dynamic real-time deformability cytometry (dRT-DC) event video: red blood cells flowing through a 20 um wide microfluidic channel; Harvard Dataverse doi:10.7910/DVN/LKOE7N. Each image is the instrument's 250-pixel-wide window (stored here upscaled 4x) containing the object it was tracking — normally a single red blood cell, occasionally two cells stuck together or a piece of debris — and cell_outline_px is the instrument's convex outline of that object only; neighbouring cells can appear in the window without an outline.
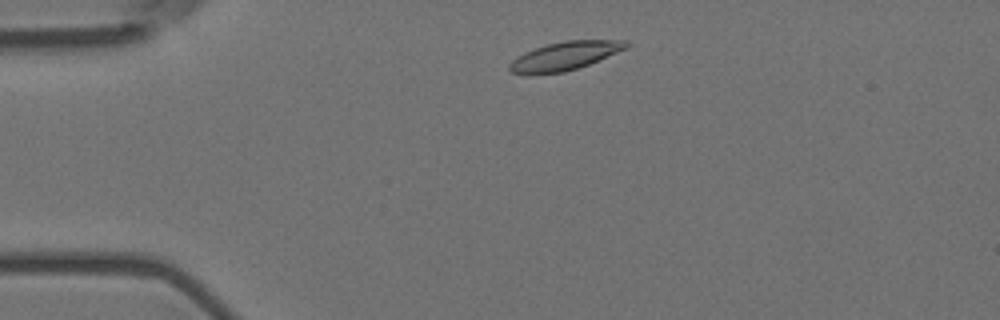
{"species": "Egyptian fruit bat (a non-hibernating species)", "species_latin": "Rousettus aegyptiacus", "temperature_condition": "room temperature", "stored_images_in_passage": 6, "camera_frame_rate_fps": 3000, "um_per_image_px": 0.085, "animal": {"sex": "female"}, "frame": {"image": 1, "passage_image": 1, "time_ms": 0.0, "image_size_px": [1000, 320], "cell_outline_px": [[628, 48], [588, 64], [564, 72], [512, 72], [508, 68], [508, 64], [516, 56], [524, 52], [548, 44], [564, 40], [628, 40]], "centroid_in_image_um": [48.05, 4.71], "position_along_channel_um": 36.9, "area_um2": 18.79}}
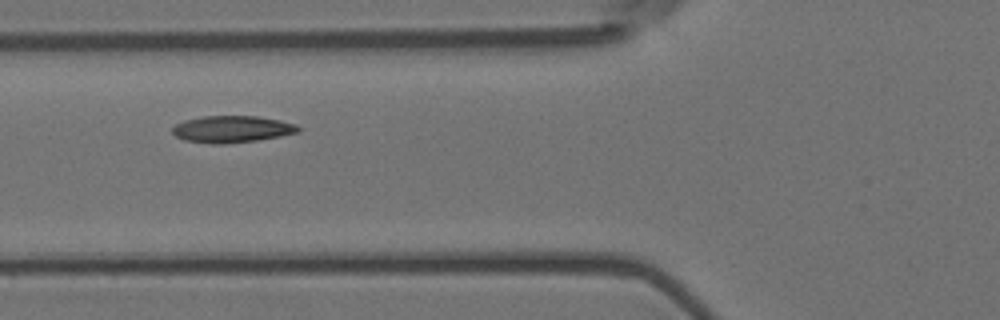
{"frame": {"image": 2, "passage_image": 3, "time_ms": 0.667, "image_size_px": [1000, 320], "cell_outline_px": [[300, 132], [280, 136], [256, 140], [224, 144], [212, 144], [184, 140], [176, 136], [172, 132], [172, 128], [176, 124], [184, 120], [204, 116], [256, 116], [280, 120], [296, 124], [300, 128]], "centroid_in_image_um": [19.72, 10.98], "position_along_channel_um": 106.1, "area_um2": 19.65}}
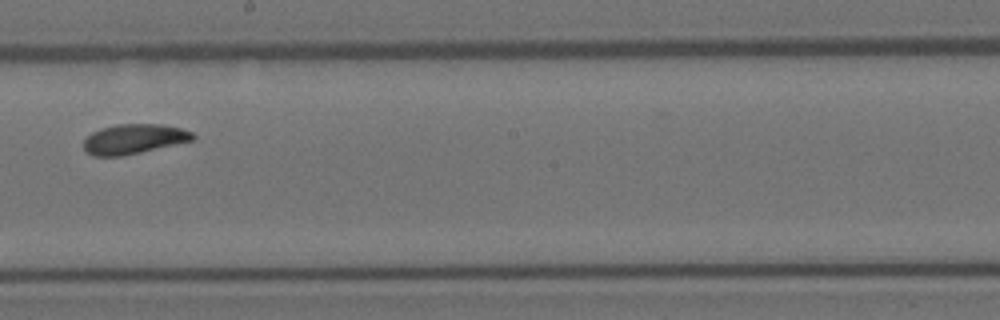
{"frame": {"image": 3, "passage_image": 6, "time_ms": 1.667, "image_size_px": [1000, 320], "cell_outline_px": [[196, 136], [192, 140], [140, 152], [120, 156], [92, 156], [84, 148], [84, 140], [92, 132], [100, 128], [116, 124], [160, 124], [180, 128], [192, 132]], "centroid_in_image_um": [11.35, 11.8], "position_along_channel_um": 236.8, "area_um2": 18.73}}